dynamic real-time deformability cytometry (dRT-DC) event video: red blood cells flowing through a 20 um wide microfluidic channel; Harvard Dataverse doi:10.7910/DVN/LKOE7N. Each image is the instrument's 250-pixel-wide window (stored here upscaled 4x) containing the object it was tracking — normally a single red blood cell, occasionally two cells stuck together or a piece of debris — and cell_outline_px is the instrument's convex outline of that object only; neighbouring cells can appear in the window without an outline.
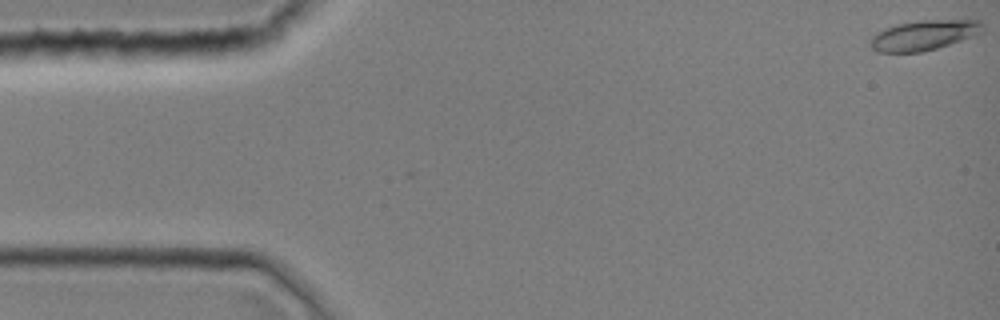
{"species": "common noctule bat (a hibernating species)", "species_latin": "Nyctalus noctula", "temperature_condition": "room temperature", "stored_images_in_passage": 44, "camera_frame_rate_fps": 3000, "um_per_image_px": 0.085, "animal": {"sex": "female", "body_mass_g": 19.0, "forearm_length_mm": 51.5}, "frame": {"image": 1, "passage_image": 1, "time_ms": 0.0, "image_size_px": [1000, 320], "cell_outline_px": [[984, 28], [980, 32], [960, 40], [936, 48], [920, 52], [876, 52], [868, 44], [868, 40], [876, 32], [900, 24], [920, 20], [980, 20], [984, 24]], "centroid_in_image_um": [78.48, 2.99], "position_along_channel_um": 6.5, "area_um2": 19.36}}
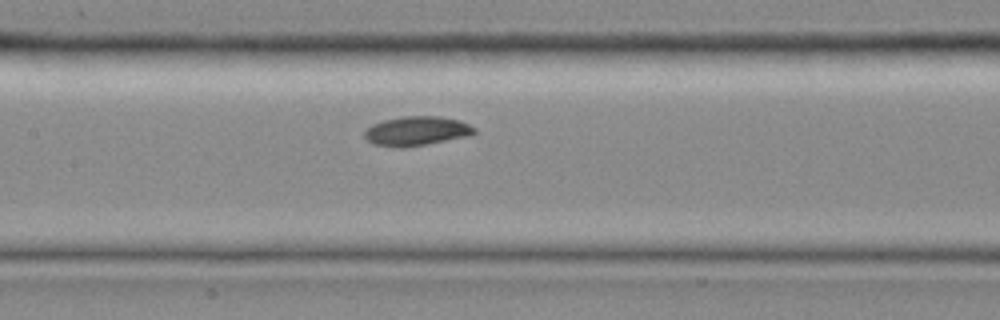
{"frame": {"image": 2, "passage_image": 21, "time_ms": 6.667, "image_size_px": [1000, 320], "cell_outline_px": [[476, 132], [472, 136], [404, 148], [392, 148], [372, 144], [364, 136], [364, 132], [372, 124], [384, 120], [404, 116], [440, 116], [460, 120], [476, 128]], "centroid_in_image_um": [35.43, 11.15], "position_along_channel_um": 172.0, "area_um2": 19.07}}
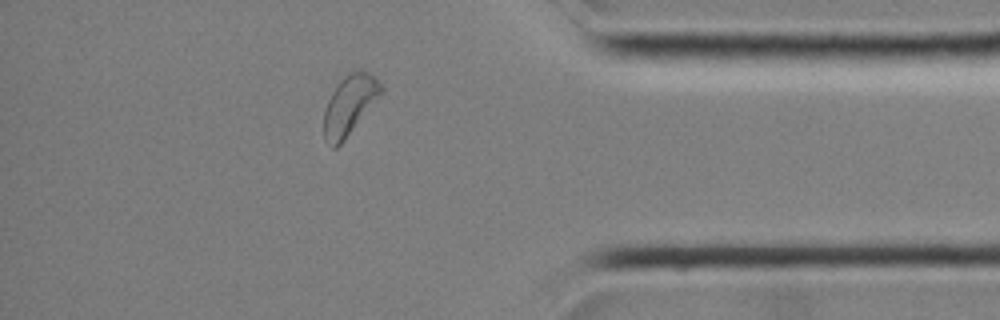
{"frame": {"image": 3, "passage_image": 38, "time_ms": 12.333, "image_size_px": [1000, 320], "cell_outline_px": [[384, 88], [380, 96], [344, 140], [336, 148], [332, 148], [324, 140], [324, 112], [328, 100], [336, 84], [344, 76], [360, 68], [368, 72]], "centroid_in_image_um": [29.69, 8.93], "position_along_channel_um": 405.5, "area_um2": 19.65}}